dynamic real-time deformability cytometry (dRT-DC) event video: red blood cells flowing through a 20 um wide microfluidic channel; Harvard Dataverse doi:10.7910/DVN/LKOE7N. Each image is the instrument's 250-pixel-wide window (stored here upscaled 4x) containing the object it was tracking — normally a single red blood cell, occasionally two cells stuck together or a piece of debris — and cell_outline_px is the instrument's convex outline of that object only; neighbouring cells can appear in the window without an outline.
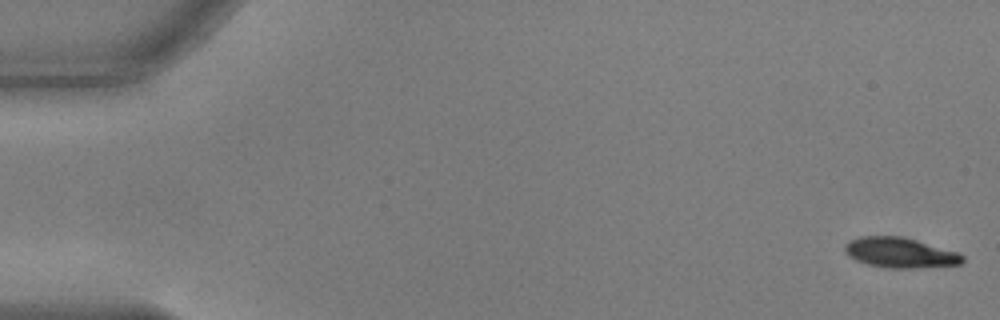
{"species": "common noctule bat (a hibernating species)", "species_latin": "Nyctalus noctula", "temperature_condition": "warm", "stored_images_in_passage": 28, "camera_frame_rate_fps": 3000, "um_per_image_px": 0.085, "animal": {"sex": "male", "body_mass_g": 17.9, "forearm_length_mm": 54.2}, "frame": {"image": 1, "passage_image": 1, "time_ms": 0.0, "image_size_px": [1000, 320], "cell_outline_px": [[964, 260], [960, 264], [912, 268], [888, 268], [868, 264], [856, 260], [848, 256], [844, 252], [844, 244], [848, 240], [860, 236], [904, 236], [956, 252], [964, 256]], "centroid_in_image_um": [76.44, 21.46], "position_along_channel_um": 8.6, "area_um2": 20.69}}
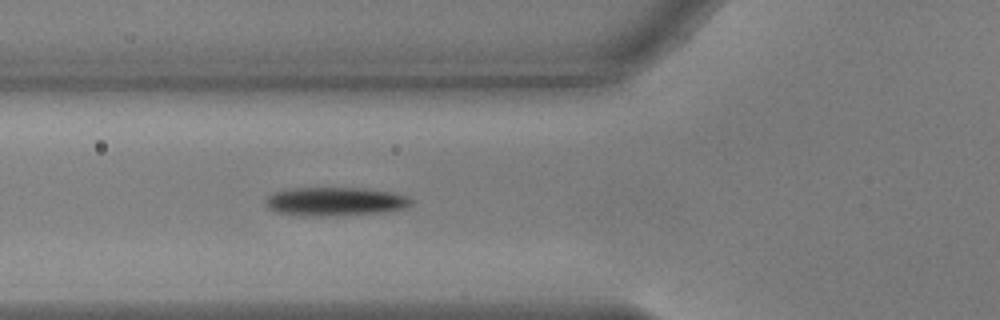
{"frame": {"image": 2, "passage_image": 20, "time_ms": 6.333, "image_size_px": [1000, 320], "cell_outline_px": [[412, 204], [408, 208], [380, 212], [336, 216], [300, 216], [276, 212], [268, 208], [264, 204], [264, 200], [272, 192], [292, 188], [364, 188], [392, 192], [408, 196], [412, 200]], "centroid_in_image_um": [28.46, 17.13], "position_along_channel_um": 97.3, "area_um2": 24.68}}
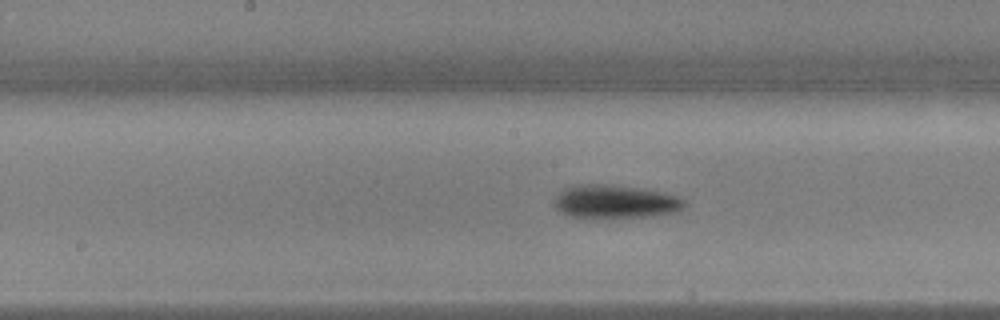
{"frame": {"image": 3, "passage_image": 28, "time_ms": 9.0, "image_size_px": [1000, 320], "cell_outline_px": [[684, 208], [652, 216], [568, 216], [560, 212], [552, 204], [556, 196], [564, 188], [576, 184], [604, 184], [636, 188], [664, 192], [680, 196], [684, 200]], "centroid_in_image_um": [52.24, 17.11], "position_along_channel_um": 196.0, "area_um2": 24.68}}